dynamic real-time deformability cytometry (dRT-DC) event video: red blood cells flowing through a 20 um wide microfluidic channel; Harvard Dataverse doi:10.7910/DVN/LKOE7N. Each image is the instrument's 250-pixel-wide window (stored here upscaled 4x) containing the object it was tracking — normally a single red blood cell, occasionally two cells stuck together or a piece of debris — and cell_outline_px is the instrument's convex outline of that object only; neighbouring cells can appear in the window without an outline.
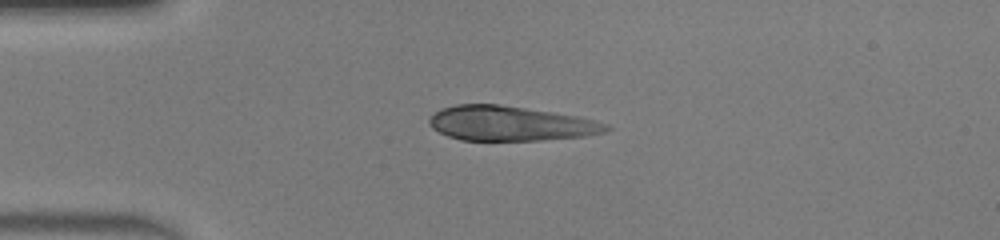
{"species": "human", "species_latin": "Homo sapiens", "temperature_condition": "warm", "stored_images_in_passage": 37, "camera_frame_rate_fps": 3000, "um_per_image_px": 0.085, "donor": {"sex": "male"}, "frame": {"image": 1, "passage_image": 1, "time_ms": 0.0, "image_size_px": [1000, 240], "cell_outline_px": [[612, 128], [604, 132], [588, 136], [540, 140], [460, 140], [448, 136], [432, 128], [428, 124], [428, 116], [440, 108], [456, 104], [496, 104], [552, 112], [576, 116], [608, 124]], "centroid_in_image_um": [43.33, 10.49], "position_along_channel_um": 41.7, "area_um2": 35.78}}
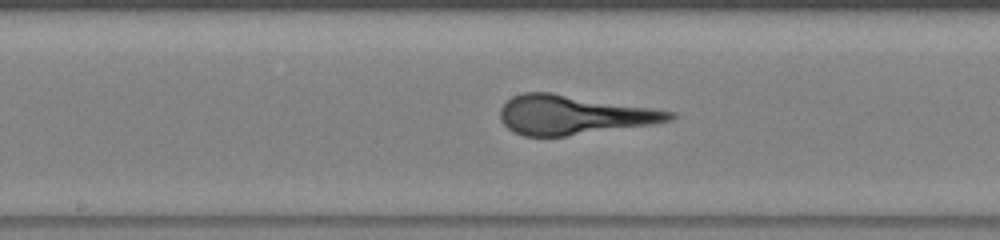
{"frame": {"image": 2, "passage_image": 14, "time_ms": 4.333, "image_size_px": [1000, 240], "cell_outline_px": [[676, 116], [672, 120], [652, 124], [564, 136], [524, 136], [512, 132], [500, 120], [500, 108], [512, 96], [524, 92], [552, 92], [652, 108], [676, 112]], "centroid_in_image_um": [48.72, 9.76], "position_along_channel_um": 199.5, "area_um2": 38.61}}
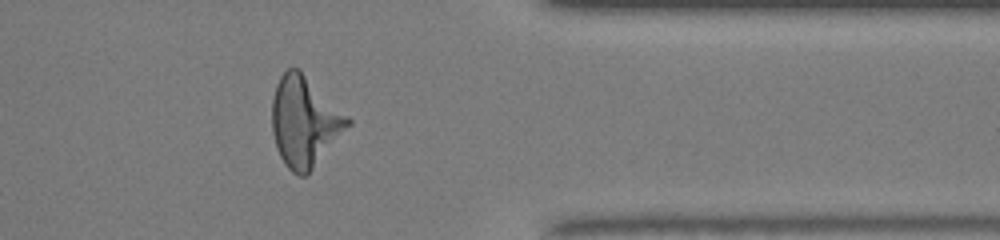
{"frame": {"image": 3, "passage_image": 28, "time_ms": 9.0, "image_size_px": [1000, 240], "cell_outline_px": [[352, 124], [312, 168], [304, 176], [300, 176], [292, 172], [284, 164], [276, 148], [272, 132], [272, 100], [276, 84], [280, 76], [288, 68], [300, 68], [352, 120]], "centroid_in_image_um": [25.88, 10.31], "position_along_channel_um": 385.5, "area_um2": 39.71}}